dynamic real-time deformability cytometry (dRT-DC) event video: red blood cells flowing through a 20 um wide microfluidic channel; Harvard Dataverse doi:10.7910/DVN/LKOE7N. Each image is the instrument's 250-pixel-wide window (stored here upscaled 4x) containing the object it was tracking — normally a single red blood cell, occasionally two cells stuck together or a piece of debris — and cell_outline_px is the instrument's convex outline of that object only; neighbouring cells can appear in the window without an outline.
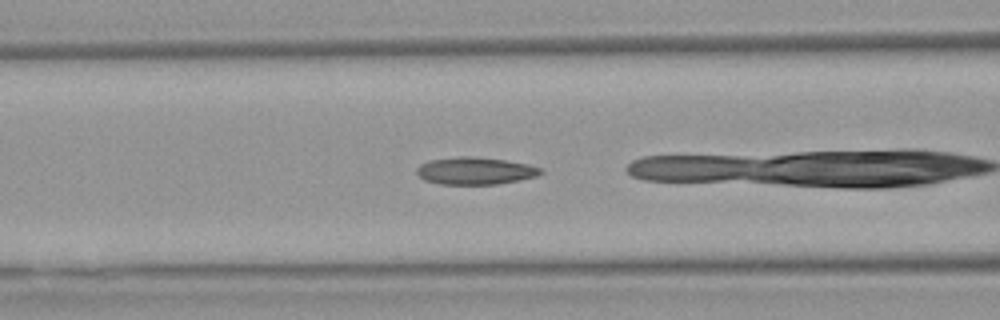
{"species": "Egyptian fruit bat (a non-hibernating species)", "species_latin": "Rousettus aegyptiacus", "temperature_condition": "warm", "stored_images_in_passage": 30, "camera_frame_rate_fps": 3000, "um_per_image_px": 0.085, "animal": {"sex": "female"}, "frame": {"image": 1, "passage_image": 10, "time_ms": 3.0, "image_size_px": [1000, 320], "cell_outline_px": [[544, 172], [536, 176], [520, 180], [496, 184], [440, 184], [424, 180], [416, 172], [416, 168], [420, 164], [428, 160], [460, 156], [472, 156], [504, 160], [528, 164], [540, 168]], "centroid_in_image_um": [40.37, 14.52], "position_along_channel_um": 126.2, "area_um2": 19.71}}
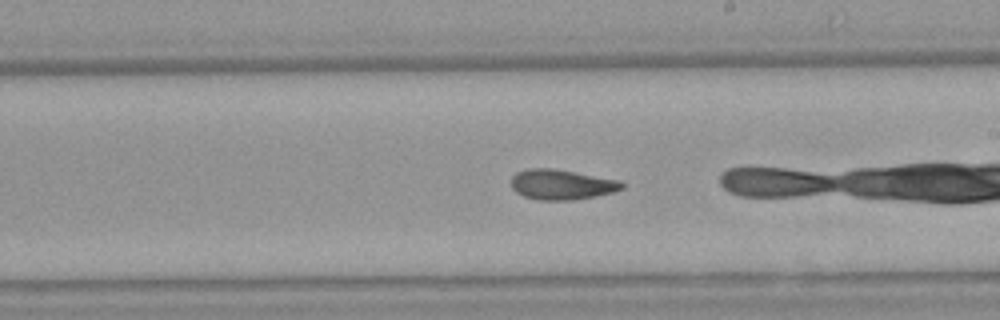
{"frame": {"image": 2, "passage_image": 19, "time_ms": 6.0, "image_size_px": [1000, 320], "cell_outline_px": [[624, 188], [612, 192], [596, 196], [572, 200], [540, 200], [524, 196], [516, 192], [512, 188], [512, 176], [516, 172], [528, 168], [552, 168], [576, 172], [620, 180], [624, 184]], "centroid_in_image_um": [47.74, 15.68], "position_along_channel_um": 241.3, "area_um2": 19.48}}
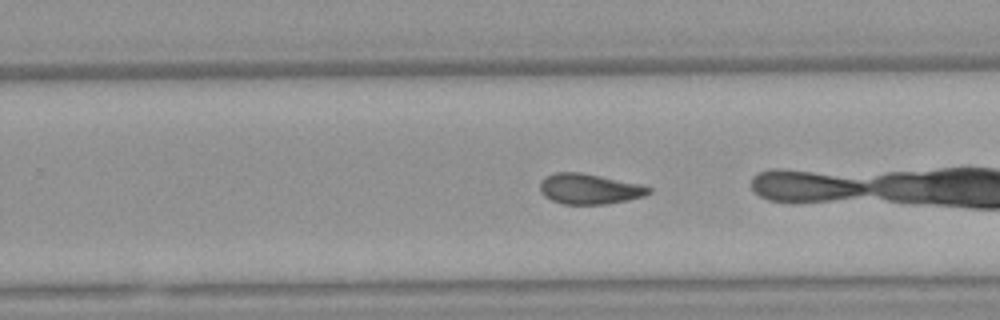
{"frame": {"image": 3, "passage_image": 22, "time_ms": 7.0, "image_size_px": [1000, 320], "cell_outline_px": [[652, 192], [644, 196], [628, 200], [608, 204], [564, 204], [552, 200], [544, 196], [540, 192], [540, 180], [544, 176], [556, 172], [580, 172], [640, 184], [652, 188]], "centroid_in_image_um": [50.08, 16.06], "position_along_channel_um": 279.7, "area_um2": 19.36}}